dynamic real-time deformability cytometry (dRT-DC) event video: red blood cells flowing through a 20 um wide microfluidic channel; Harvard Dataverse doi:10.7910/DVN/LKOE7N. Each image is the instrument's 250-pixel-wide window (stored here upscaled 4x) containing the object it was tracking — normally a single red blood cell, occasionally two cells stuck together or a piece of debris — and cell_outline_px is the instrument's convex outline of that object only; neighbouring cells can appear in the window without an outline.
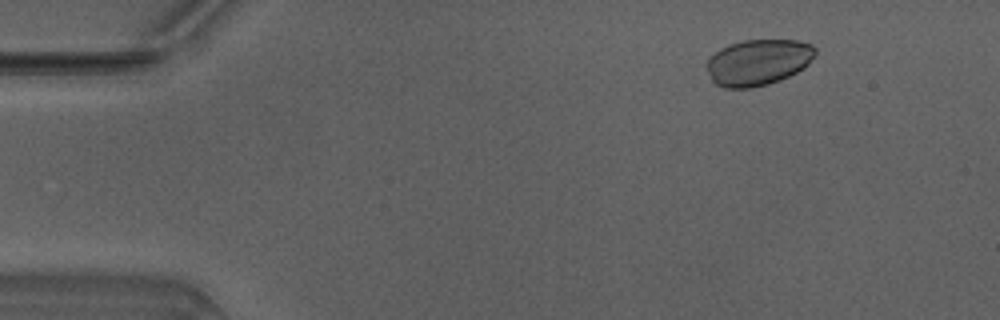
{"species": "Egyptian fruit bat (a non-hibernating species)", "species_latin": "Rousettus aegyptiacus", "temperature_condition": "warm", "stored_images_in_passage": 50, "camera_frame_rate_fps": 3000, "um_per_image_px": 0.085, "animal": {"sex": "male"}, "frame": {"image": 1, "passage_image": 7, "time_ms": 2.0, "image_size_px": [1000, 320], "cell_outline_px": [[816, 52], [808, 64], [804, 68], [780, 80], [768, 84], [752, 88], [724, 88], [716, 84], [712, 80], [704, 64], [708, 56], [720, 48], [728, 44], [744, 40], [796, 40], [812, 44], [816, 48]], "centroid_in_image_um": [64.4, 5.29], "position_along_channel_um": 20.6, "area_um2": 29.48}}
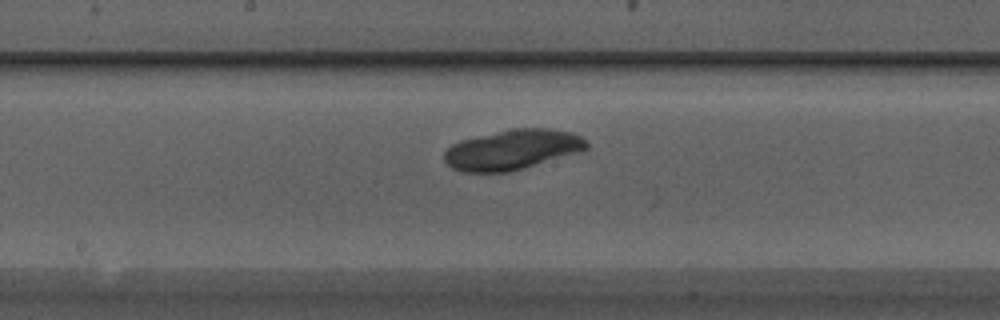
{"frame": {"image": 2, "passage_image": 27, "time_ms": 8.667, "image_size_px": [1000, 320], "cell_outline_px": [[588, 148], [508, 172], [460, 172], [452, 168], [444, 160], [444, 152], [452, 144], [460, 140], [512, 128], [552, 128], [572, 132], [580, 136], [588, 144]], "centroid_in_image_um": [43.49, 12.7], "position_along_channel_um": 204.7, "area_um2": 32.71}}
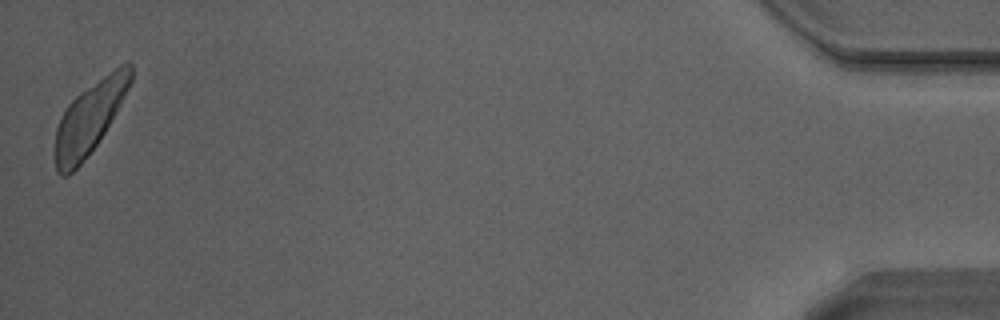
{"frame": {"image": 3, "passage_image": 50, "time_ms": 16.333, "image_size_px": [1000, 320], "cell_outline_px": [[132, 80], [124, 96], [104, 132], [96, 144], [80, 164], [68, 176], [60, 176], [56, 172], [56, 128], [68, 104], [80, 92], [120, 64], [128, 60], [132, 64]], "centroid_in_image_um": [7.61, 10.0], "position_along_channel_um": 427.6, "area_um2": 30.81}}